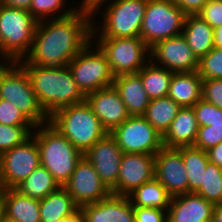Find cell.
<instances>
[{
  "label": "cell",
  "instance_id": "cell-3",
  "mask_svg": "<svg viewBox=\"0 0 222 222\" xmlns=\"http://www.w3.org/2000/svg\"><path fill=\"white\" fill-rule=\"evenodd\" d=\"M106 1L109 3L107 7ZM103 5L106 8L104 7L105 12L101 13L103 17L101 25L100 21L95 25L97 21H94L93 17L92 40L95 38L97 40V36L99 38L140 36L147 0H111L110 2L100 0L91 7L92 15L96 16L97 11L102 9Z\"/></svg>",
  "mask_w": 222,
  "mask_h": 222
},
{
  "label": "cell",
  "instance_id": "cell-50",
  "mask_svg": "<svg viewBox=\"0 0 222 222\" xmlns=\"http://www.w3.org/2000/svg\"><path fill=\"white\" fill-rule=\"evenodd\" d=\"M0 222H14L11 220H8L7 218H5L4 216L0 219Z\"/></svg>",
  "mask_w": 222,
  "mask_h": 222
},
{
  "label": "cell",
  "instance_id": "cell-19",
  "mask_svg": "<svg viewBox=\"0 0 222 222\" xmlns=\"http://www.w3.org/2000/svg\"><path fill=\"white\" fill-rule=\"evenodd\" d=\"M84 222H135L133 206L128 196L111 194L96 203L80 207Z\"/></svg>",
  "mask_w": 222,
  "mask_h": 222
},
{
  "label": "cell",
  "instance_id": "cell-17",
  "mask_svg": "<svg viewBox=\"0 0 222 222\" xmlns=\"http://www.w3.org/2000/svg\"><path fill=\"white\" fill-rule=\"evenodd\" d=\"M155 177V155L123 153L114 195L128 196L143 183Z\"/></svg>",
  "mask_w": 222,
  "mask_h": 222
},
{
  "label": "cell",
  "instance_id": "cell-28",
  "mask_svg": "<svg viewBox=\"0 0 222 222\" xmlns=\"http://www.w3.org/2000/svg\"><path fill=\"white\" fill-rule=\"evenodd\" d=\"M59 187L61 186L53 175L40 165L14 189L24 196L40 201Z\"/></svg>",
  "mask_w": 222,
  "mask_h": 222
},
{
  "label": "cell",
  "instance_id": "cell-25",
  "mask_svg": "<svg viewBox=\"0 0 222 222\" xmlns=\"http://www.w3.org/2000/svg\"><path fill=\"white\" fill-rule=\"evenodd\" d=\"M182 35L198 59L214 48V29L199 15H186Z\"/></svg>",
  "mask_w": 222,
  "mask_h": 222
},
{
  "label": "cell",
  "instance_id": "cell-29",
  "mask_svg": "<svg viewBox=\"0 0 222 222\" xmlns=\"http://www.w3.org/2000/svg\"><path fill=\"white\" fill-rule=\"evenodd\" d=\"M138 74L150 100L168 96L173 72L150 60Z\"/></svg>",
  "mask_w": 222,
  "mask_h": 222
},
{
  "label": "cell",
  "instance_id": "cell-10",
  "mask_svg": "<svg viewBox=\"0 0 222 222\" xmlns=\"http://www.w3.org/2000/svg\"><path fill=\"white\" fill-rule=\"evenodd\" d=\"M96 47V48H95ZM77 87L86 96L113 84L114 76L106 56L93 40L68 64Z\"/></svg>",
  "mask_w": 222,
  "mask_h": 222
},
{
  "label": "cell",
  "instance_id": "cell-1",
  "mask_svg": "<svg viewBox=\"0 0 222 222\" xmlns=\"http://www.w3.org/2000/svg\"><path fill=\"white\" fill-rule=\"evenodd\" d=\"M92 28L91 8L84 6L71 16L40 21L24 59L43 67L67 66L92 41Z\"/></svg>",
  "mask_w": 222,
  "mask_h": 222
},
{
  "label": "cell",
  "instance_id": "cell-27",
  "mask_svg": "<svg viewBox=\"0 0 222 222\" xmlns=\"http://www.w3.org/2000/svg\"><path fill=\"white\" fill-rule=\"evenodd\" d=\"M133 207H151L168 211L172 196L154 177L128 195Z\"/></svg>",
  "mask_w": 222,
  "mask_h": 222
},
{
  "label": "cell",
  "instance_id": "cell-48",
  "mask_svg": "<svg viewBox=\"0 0 222 222\" xmlns=\"http://www.w3.org/2000/svg\"><path fill=\"white\" fill-rule=\"evenodd\" d=\"M98 1H100V0H82V2L80 3V6H84V7H89V8H91V7L94 6Z\"/></svg>",
  "mask_w": 222,
  "mask_h": 222
},
{
  "label": "cell",
  "instance_id": "cell-21",
  "mask_svg": "<svg viewBox=\"0 0 222 222\" xmlns=\"http://www.w3.org/2000/svg\"><path fill=\"white\" fill-rule=\"evenodd\" d=\"M198 129L199 125L193 107H181L168 130L162 136L163 147L193 146Z\"/></svg>",
  "mask_w": 222,
  "mask_h": 222
},
{
  "label": "cell",
  "instance_id": "cell-23",
  "mask_svg": "<svg viewBox=\"0 0 222 222\" xmlns=\"http://www.w3.org/2000/svg\"><path fill=\"white\" fill-rule=\"evenodd\" d=\"M3 216L14 222H41L39 201L15 189H3Z\"/></svg>",
  "mask_w": 222,
  "mask_h": 222
},
{
  "label": "cell",
  "instance_id": "cell-2",
  "mask_svg": "<svg viewBox=\"0 0 222 222\" xmlns=\"http://www.w3.org/2000/svg\"><path fill=\"white\" fill-rule=\"evenodd\" d=\"M19 63L26 70L38 102L48 117L59 109L85 101L86 96L77 87L68 65L43 67L28 63L24 58Z\"/></svg>",
  "mask_w": 222,
  "mask_h": 222
},
{
  "label": "cell",
  "instance_id": "cell-47",
  "mask_svg": "<svg viewBox=\"0 0 222 222\" xmlns=\"http://www.w3.org/2000/svg\"><path fill=\"white\" fill-rule=\"evenodd\" d=\"M212 220L213 222H222V203L214 206Z\"/></svg>",
  "mask_w": 222,
  "mask_h": 222
},
{
  "label": "cell",
  "instance_id": "cell-18",
  "mask_svg": "<svg viewBox=\"0 0 222 222\" xmlns=\"http://www.w3.org/2000/svg\"><path fill=\"white\" fill-rule=\"evenodd\" d=\"M85 100L108 133L130 117L113 85L88 93Z\"/></svg>",
  "mask_w": 222,
  "mask_h": 222
},
{
  "label": "cell",
  "instance_id": "cell-39",
  "mask_svg": "<svg viewBox=\"0 0 222 222\" xmlns=\"http://www.w3.org/2000/svg\"><path fill=\"white\" fill-rule=\"evenodd\" d=\"M202 99L222 109V79H203Z\"/></svg>",
  "mask_w": 222,
  "mask_h": 222
},
{
  "label": "cell",
  "instance_id": "cell-31",
  "mask_svg": "<svg viewBox=\"0 0 222 222\" xmlns=\"http://www.w3.org/2000/svg\"><path fill=\"white\" fill-rule=\"evenodd\" d=\"M181 155L186 168L189 193H195L203 182V171L209 162L207 152L194 146H182Z\"/></svg>",
  "mask_w": 222,
  "mask_h": 222
},
{
  "label": "cell",
  "instance_id": "cell-45",
  "mask_svg": "<svg viewBox=\"0 0 222 222\" xmlns=\"http://www.w3.org/2000/svg\"><path fill=\"white\" fill-rule=\"evenodd\" d=\"M57 222H84L82 211L79 208L75 213L61 218Z\"/></svg>",
  "mask_w": 222,
  "mask_h": 222
},
{
  "label": "cell",
  "instance_id": "cell-12",
  "mask_svg": "<svg viewBox=\"0 0 222 222\" xmlns=\"http://www.w3.org/2000/svg\"><path fill=\"white\" fill-rule=\"evenodd\" d=\"M40 166V152L36 139L31 136L21 145L0 155L2 189H14Z\"/></svg>",
  "mask_w": 222,
  "mask_h": 222
},
{
  "label": "cell",
  "instance_id": "cell-37",
  "mask_svg": "<svg viewBox=\"0 0 222 222\" xmlns=\"http://www.w3.org/2000/svg\"><path fill=\"white\" fill-rule=\"evenodd\" d=\"M0 124L9 126H34L15 104L4 99H0Z\"/></svg>",
  "mask_w": 222,
  "mask_h": 222
},
{
  "label": "cell",
  "instance_id": "cell-9",
  "mask_svg": "<svg viewBox=\"0 0 222 222\" xmlns=\"http://www.w3.org/2000/svg\"><path fill=\"white\" fill-rule=\"evenodd\" d=\"M94 41L106 56L114 77L138 73L150 61V47L140 36Z\"/></svg>",
  "mask_w": 222,
  "mask_h": 222
},
{
  "label": "cell",
  "instance_id": "cell-24",
  "mask_svg": "<svg viewBox=\"0 0 222 222\" xmlns=\"http://www.w3.org/2000/svg\"><path fill=\"white\" fill-rule=\"evenodd\" d=\"M202 83L197 71L173 73L168 97L181 107H193L202 98Z\"/></svg>",
  "mask_w": 222,
  "mask_h": 222
},
{
  "label": "cell",
  "instance_id": "cell-16",
  "mask_svg": "<svg viewBox=\"0 0 222 222\" xmlns=\"http://www.w3.org/2000/svg\"><path fill=\"white\" fill-rule=\"evenodd\" d=\"M155 178L172 197L189 193L188 178L181 155V147H162L155 154Z\"/></svg>",
  "mask_w": 222,
  "mask_h": 222
},
{
  "label": "cell",
  "instance_id": "cell-43",
  "mask_svg": "<svg viewBox=\"0 0 222 222\" xmlns=\"http://www.w3.org/2000/svg\"><path fill=\"white\" fill-rule=\"evenodd\" d=\"M206 152L209 161L222 168V142L218 143L215 147L207 150Z\"/></svg>",
  "mask_w": 222,
  "mask_h": 222
},
{
  "label": "cell",
  "instance_id": "cell-8",
  "mask_svg": "<svg viewBox=\"0 0 222 222\" xmlns=\"http://www.w3.org/2000/svg\"><path fill=\"white\" fill-rule=\"evenodd\" d=\"M186 14L173 0H147L140 37L151 48L182 34Z\"/></svg>",
  "mask_w": 222,
  "mask_h": 222
},
{
  "label": "cell",
  "instance_id": "cell-20",
  "mask_svg": "<svg viewBox=\"0 0 222 222\" xmlns=\"http://www.w3.org/2000/svg\"><path fill=\"white\" fill-rule=\"evenodd\" d=\"M214 204L205 198L187 193L172 197L167 222H203L213 217Z\"/></svg>",
  "mask_w": 222,
  "mask_h": 222
},
{
  "label": "cell",
  "instance_id": "cell-13",
  "mask_svg": "<svg viewBox=\"0 0 222 222\" xmlns=\"http://www.w3.org/2000/svg\"><path fill=\"white\" fill-rule=\"evenodd\" d=\"M63 187L79 207L96 203L112 194L102 182L94 166L84 156Z\"/></svg>",
  "mask_w": 222,
  "mask_h": 222
},
{
  "label": "cell",
  "instance_id": "cell-36",
  "mask_svg": "<svg viewBox=\"0 0 222 222\" xmlns=\"http://www.w3.org/2000/svg\"><path fill=\"white\" fill-rule=\"evenodd\" d=\"M222 142V122L210 123V126H200L194 147L205 152Z\"/></svg>",
  "mask_w": 222,
  "mask_h": 222
},
{
  "label": "cell",
  "instance_id": "cell-11",
  "mask_svg": "<svg viewBox=\"0 0 222 222\" xmlns=\"http://www.w3.org/2000/svg\"><path fill=\"white\" fill-rule=\"evenodd\" d=\"M110 134L123 153L155 155L162 147V136L142 116H130Z\"/></svg>",
  "mask_w": 222,
  "mask_h": 222
},
{
  "label": "cell",
  "instance_id": "cell-34",
  "mask_svg": "<svg viewBox=\"0 0 222 222\" xmlns=\"http://www.w3.org/2000/svg\"><path fill=\"white\" fill-rule=\"evenodd\" d=\"M35 126H9L0 124V155L21 145L32 136Z\"/></svg>",
  "mask_w": 222,
  "mask_h": 222
},
{
  "label": "cell",
  "instance_id": "cell-40",
  "mask_svg": "<svg viewBox=\"0 0 222 222\" xmlns=\"http://www.w3.org/2000/svg\"><path fill=\"white\" fill-rule=\"evenodd\" d=\"M197 15L213 29L222 26V0H208Z\"/></svg>",
  "mask_w": 222,
  "mask_h": 222
},
{
  "label": "cell",
  "instance_id": "cell-5",
  "mask_svg": "<svg viewBox=\"0 0 222 222\" xmlns=\"http://www.w3.org/2000/svg\"><path fill=\"white\" fill-rule=\"evenodd\" d=\"M49 123L83 154L108 133L86 100L59 109Z\"/></svg>",
  "mask_w": 222,
  "mask_h": 222
},
{
  "label": "cell",
  "instance_id": "cell-14",
  "mask_svg": "<svg viewBox=\"0 0 222 222\" xmlns=\"http://www.w3.org/2000/svg\"><path fill=\"white\" fill-rule=\"evenodd\" d=\"M150 60L173 73L198 70L199 59L192 52L186 38L181 34L157 42L150 48Z\"/></svg>",
  "mask_w": 222,
  "mask_h": 222
},
{
  "label": "cell",
  "instance_id": "cell-32",
  "mask_svg": "<svg viewBox=\"0 0 222 222\" xmlns=\"http://www.w3.org/2000/svg\"><path fill=\"white\" fill-rule=\"evenodd\" d=\"M195 194L214 205L222 203V168L209 161L203 171V182Z\"/></svg>",
  "mask_w": 222,
  "mask_h": 222
},
{
  "label": "cell",
  "instance_id": "cell-26",
  "mask_svg": "<svg viewBox=\"0 0 222 222\" xmlns=\"http://www.w3.org/2000/svg\"><path fill=\"white\" fill-rule=\"evenodd\" d=\"M41 222H57L75 213L80 207L72 196L61 186L39 201Z\"/></svg>",
  "mask_w": 222,
  "mask_h": 222
},
{
  "label": "cell",
  "instance_id": "cell-41",
  "mask_svg": "<svg viewBox=\"0 0 222 222\" xmlns=\"http://www.w3.org/2000/svg\"><path fill=\"white\" fill-rule=\"evenodd\" d=\"M135 222H167V211L151 207H133Z\"/></svg>",
  "mask_w": 222,
  "mask_h": 222
},
{
  "label": "cell",
  "instance_id": "cell-35",
  "mask_svg": "<svg viewBox=\"0 0 222 222\" xmlns=\"http://www.w3.org/2000/svg\"><path fill=\"white\" fill-rule=\"evenodd\" d=\"M198 74L202 79H222V48H213L199 59Z\"/></svg>",
  "mask_w": 222,
  "mask_h": 222
},
{
  "label": "cell",
  "instance_id": "cell-15",
  "mask_svg": "<svg viewBox=\"0 0 222 222\" xmlns=\"http://www.w3.org/2000/svg\"><path fill=\"white\" fill-rule=\"evenodd\" d=\"M83 156L94 166L102 182L112 191L117 185L120 162L123 156L122 149L118 146L114 137L107 133Z\"/></svg>",
  "mask_w": 222,
  "mask_h": 222
},
{
  "label": "cell",
  "instance_id": "cell-22",
  "mask_svg": "<svg viewBox=\"0 0 222 222\" xmlns=\"http://www.w3.org/2000/svg\"><path fill=\"white\" fill-rule=\"evenodd\" d=\"M112 85L119 93L130 116H139L145 113L150 99L138 73L117 76Z\"/></svg>",
  "mask_w": 222,
  "mask_h": 222
},
{
  "label": "cell",
  "instance_id": "cell-42",
  "mask_svg": "<svg viewBox=\"0 0 222 222\" xmlns=\"http://www.w3.org/2000/svg\"><path fill=\"white\" fill-rule=\"evenodd\" d=\"M174 3L186 14L197 15L208 0H173Z\"/></svg>",
  "mask_w": 222,
  "mask_h": 222
},
{
  "label": "cell",
  "instance_id": "cell-30",
  "mask_svg": "<svg viewBox=\"0 0 222 222\" xmlns=\"http://www.w3.org/2000/svg\"><path fill=\"white\" fill-rule=\"evenodd\" d=\"M180 108L181 106L168 96L151 99L142 116L163 136Z\"/></svg>",
  "mask_w": 222,
  "mask_h": 222
},
{
  "label": "cell",
  "instance_id": "cell-46",
  "mask_svg": "<svg viewBox=\"0 0 222 222\" xmlns=\"http://www.w3.org/2000/svg\"><path fill=\"white\" fill-rule=\"evenodd\" d=\"M214 47L222 48V26L214 28Z\"/></svg>",
  "mask_w": 222,
  "mask_h": 222
},
{
  "label": "cell",
  "instance_id": "cell-4",
  "mask_svg": "<svg viewBox=\"0 0 222 222\" xmlns=\"http://www.w3.org/2000/svg\"><path fill=\"white\" fill-rule=\"evenodd\" d=\"M32 136L39 148L40 165L63 186L71 177L83 153L50 123L36 126Z\"/></svg>",
  "mask_w": 222,
  "mask_h": 222
},
{
  "label": "cell",
  "instance_id": "cell-6",
  "mask_svg": "<svg viewBox=\"0 0 222 222\" xmlns=\"http://www.w3.org/2000/svg\"><path fill=\"white\" fill-rule=\"evenodd\" d=\"M0 99L15 104L35 127L49 123V117L38 102L29 76L19 62L0 61Z\"/></svg>",
  "mask_w": 222,
  "mask_h": 222
},
{
  "label": "cell",
  "instance_id": "cell-44",
  "mask_svg": "<svg viewBox=\"0 0 222 222\" xmlns=\"http://www.w3.org/2000/svg\"><path fill=\"white\" fill-rule=\"evenodd\" d=\"M0 4L11 8L23 9L29 11L32 0H0Z\"/></svg>",
  "mask_w": 222,
  "mask_h": 222
},
{
  "label": "cell",
  "instance_id": "cell-38",
  "mask_svg": "<svg viewBox=\"0 0 222 222\" xmlns=\"http://www.w3.org/2000/svg\"><path fill=\"white\" fill-rule=\"evenodd\" d=\"M193 109L199 127L210 126V123L222 122V109L202 98L193 106Z\"/></svg>",
  "mask_w": 222,
  "mask_h": 222
},
{
  "label": "cell",
  "instance_id": "cell-7",
  "mask_svg": "<svg viewBox=\"0 0 222 222\" xmlns=\"http://www.w3.org/2000/svg\"><path fill=\"white\" fill-rule=\"evenodd\" d=\"M37 23L29 11L0 4L1 62H19L28 54Z\"/></svg>",
  "mask_w": 222,
  "mask_h": 222
},
{
  "label": "cell",
  "instance_id": "cell-33",
  "mask_svg": "<svg viewBox=\"0 0 222 222\" xmlns=\"http://www.w3.org/2000/svg\"><path fill=\"white\" fill-rule=\"evenodd\" d=\"M67 1L68 0H32L29 12L38 22L65 18L71 16L80 7V5H78V7L74 5L72 8L70 6L66 8Z\"/></svg>",
  "mask_w": 222,
  "mask_h": 222
},
{
  "label": "cell",
  "instance_id": "cell-51",
  "mask_svg": "<svg viewBox=\"0 0 222 222\" xmlns=\"http://www.w3.org/2000/svg\"><path fill=\"white\" fill-rule=\"evenodd\" d=\"M203 222H213V220L211 219V220H208V221H203Z\"/></svg>",
  "mask_w": 222,
  "mask_h": 222
},
{
  "label": "cell",
  "instance_id": "cell-49",
  "mask_svg": "<svg viewBox=\"0 0 222 222\" xmlns=\"http://www.w3.org/2000/svg\"><path fill=\"white\" fill-rule=\"evenodd\" d=\"M3 217V189H0V219Z\"/></svg>",
  "mask_w": 222,
  "mask_h": 222
}]
</instances>
